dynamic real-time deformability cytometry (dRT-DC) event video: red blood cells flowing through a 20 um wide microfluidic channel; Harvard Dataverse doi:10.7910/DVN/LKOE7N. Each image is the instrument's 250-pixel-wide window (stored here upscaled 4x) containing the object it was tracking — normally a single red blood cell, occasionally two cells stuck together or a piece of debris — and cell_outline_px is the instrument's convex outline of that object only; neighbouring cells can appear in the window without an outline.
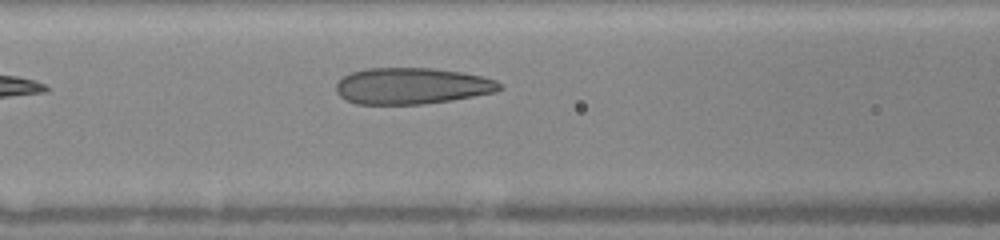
{"species": "human", "species_latin": "Homo sapiens", "temperature_condition": "warm", "stored_images_in_passage": 8, "camera_frame_rate_fps": 3000, "um_per_image_px": 0.085, "donor": {"sex": "female"}, "frame": {"image": 1, "passage_image": 5, "time_ms": 1.333, "image_size_px": [1000, 240], "cell_outline_px": [[504, 88], [496, 92], [452, 100], [424, 104], [356, 104], [344, 100], [336, 92], [336, 84], [344, 76], [352, 72], [364, 68], [432, 68], [460, 72], [480, 76], [496, 80]], "centroid_in_image_um": [34.99, 7.31], "position_along_channel_um": 131.6, "area_um2": 34.74}}